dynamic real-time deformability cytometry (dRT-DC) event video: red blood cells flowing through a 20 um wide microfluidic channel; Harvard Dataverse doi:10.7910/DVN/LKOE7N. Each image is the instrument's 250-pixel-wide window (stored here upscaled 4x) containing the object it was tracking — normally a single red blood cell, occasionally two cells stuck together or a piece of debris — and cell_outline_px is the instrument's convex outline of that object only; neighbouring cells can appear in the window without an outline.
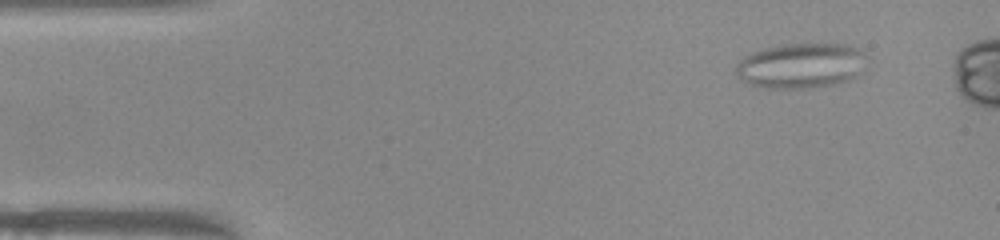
{"species": "common noctule bat (a hibernating species)", "species_latin": "Nyctalus noctula", "temperature_condition": "warm", "stored_images_in_passage": 44, "camera_frame_rate_fps": 3000, "um_per_image_px": 0.085, "animal": {"sex": "female", "body_mass_g": 22.0, "forearm_length_mm": 56.7}, "frame": {"image": 1, "passage_image": 1, "time_ms": 0.0, "image_size_px": [1000, 240], "cell_outline_px": [[868, 56], [864, 72], [848, 80], [832, 84], [804, 88], [764, 88], [740, 80], [736, 76], [736, 64], [740, 60], [752, 52], [764, 48], [788, 44], [848, 44], [860, 48]], "centroid_in_image_um": [68.14, 5.57], "position_along_channel_um": 16.9, "area_um2": 34.74}}
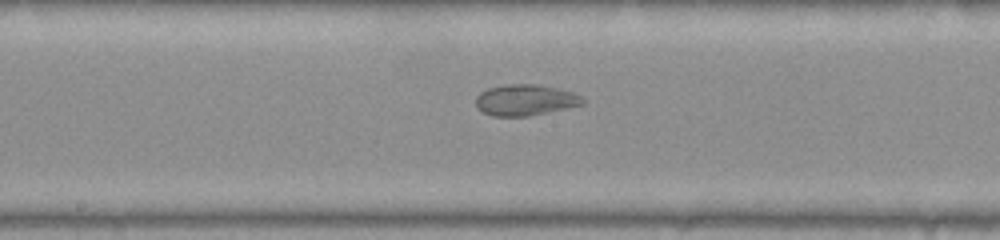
{"frame": {"image": 2, "passage_image": 22, "time_ms": 7.0, "image_size_px": [1000, 240], "cell_outline_px": [[584, 104], [548, 112], [528, 116], [492, 116], [480, 112], [476, 108], [476, 96], [480, 92], [488, 88], [504, 84], [536, 84], [556, 88], [572, 92], [580, 96], [584, 100]], "centroid_in_image_um": [44.59, 8.5], "position_along_channel_um": 203.6, "area_um2": 19.42}}
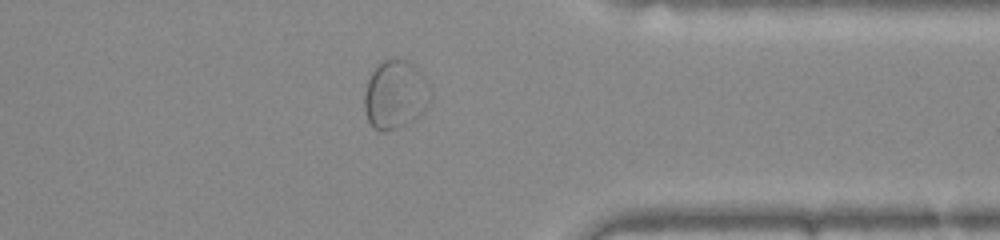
{"frame": {"image": 3, "passage_image": 36, "time_ms": 11.667, "image_size_px": [1000, 240], "cell_outline_px": [[424, 108], [420, 116], [396, 128], [384, 132], [380, 132], [372, 128], [364, 112], [364, 92], [368, 80], [372, 72], [384, 60], [400, 60], [416, 68], [424, 76]], "centroid_in_image_um": [33.46, 8.11], "position_along_channel_um": 377.9, "area_um2": 25.03}}